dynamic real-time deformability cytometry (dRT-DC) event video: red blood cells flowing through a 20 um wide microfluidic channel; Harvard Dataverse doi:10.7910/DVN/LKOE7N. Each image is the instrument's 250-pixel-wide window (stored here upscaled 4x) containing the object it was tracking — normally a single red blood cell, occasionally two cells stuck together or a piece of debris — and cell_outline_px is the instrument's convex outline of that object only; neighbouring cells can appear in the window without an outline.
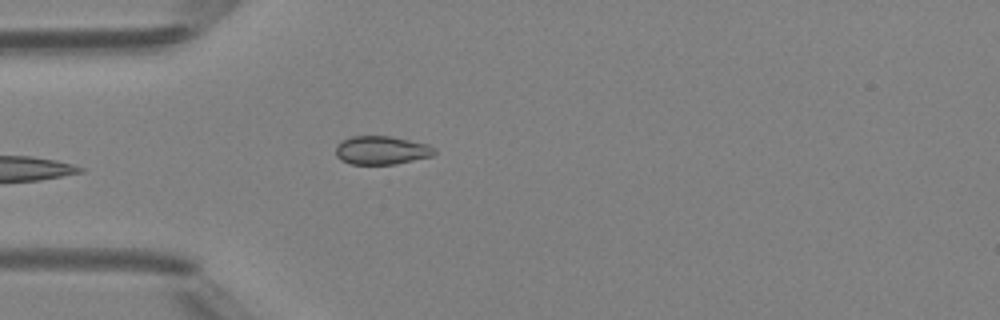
{"species": "Egyptian fruit bat (a non-hibernating species)", "species_latin": "Rousettus aegyptiacus", "temperature_condition": "room temperature", "stored_images_in_passage": 5, "camera_frame_rate_fps": 3000, "um_per_image_px": 0.085, "animal": {"sex": "female"}, "frame": {"image": 1, "passage_image": 5, "time_ms": 4.667, "image_size_px": [1000, 320], "cell_outline_px": [[436, 152], [432, 156], [396, 164], [352, 164], [340, 160], [336, 156], [336, 144], [340, 140], [352, 136], [392, 136], [428, 144], [436, 148]], "centroid_in_image_um": [32.42, 12.76], "position_along_channel_um": 52.6, "area_um2": 16.59}}